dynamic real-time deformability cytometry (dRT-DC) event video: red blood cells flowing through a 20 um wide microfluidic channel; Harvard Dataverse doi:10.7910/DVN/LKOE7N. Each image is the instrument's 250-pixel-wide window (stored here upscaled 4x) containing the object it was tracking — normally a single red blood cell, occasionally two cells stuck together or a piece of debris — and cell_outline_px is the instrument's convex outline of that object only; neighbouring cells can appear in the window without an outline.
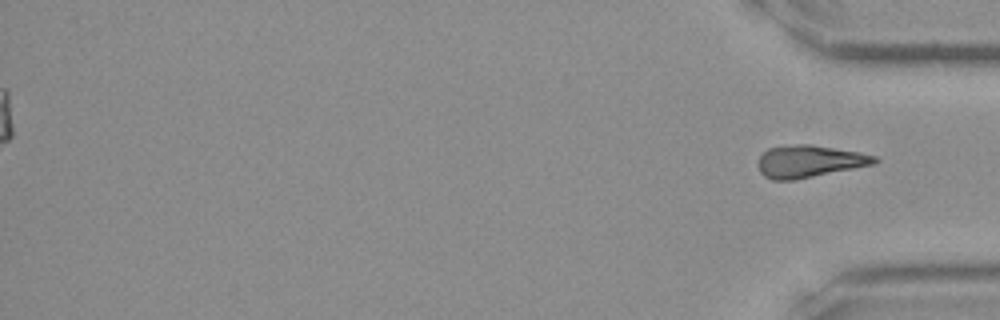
{"species": "Egyptian fruit bat (a non-hibernating species)", "species_latin": "Rousettus aegyptiacus", "temperature_condition": "room temperature", "stored_images_in_passage": 35, "camera_frame_rate_fps": 3000, "um_per_image_px": 0.085, "frame": {"image": 1, "passage_image": 35, "time_ms": 11.333, "image_size_px": [1000, 320], "cell_outline_px": [[880, 160], [876, 164], [796, 180], [772, 180], [764, 176], [760, 172], [756, 164], [760, 156], [768, 148], [796, 144], [808, 144], [860, 152], [876, 156]], "centroid_in_image_um": [68.8, 13.72], "position_along_channel_um": 366.4, "area_um2": 22.08}}